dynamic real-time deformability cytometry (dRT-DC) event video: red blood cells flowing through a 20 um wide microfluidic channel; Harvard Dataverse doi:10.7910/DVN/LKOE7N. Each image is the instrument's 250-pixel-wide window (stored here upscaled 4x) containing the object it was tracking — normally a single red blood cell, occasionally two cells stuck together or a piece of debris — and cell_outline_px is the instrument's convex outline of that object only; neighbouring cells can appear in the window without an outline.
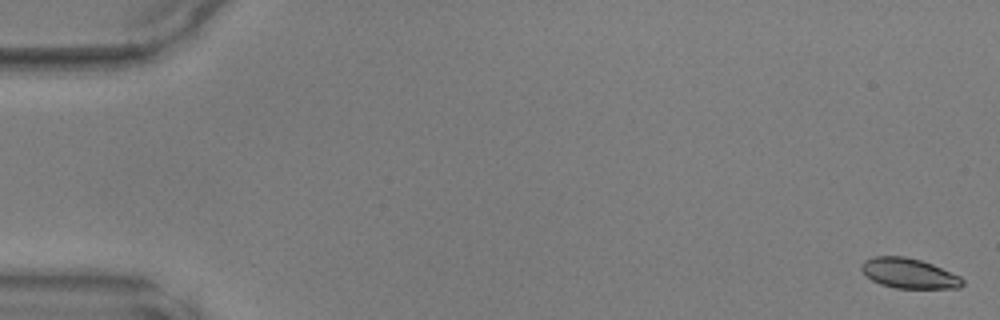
{"species": "common noctule bat (a hibernating species)", "species_latin": "Nyctalus noctula", "temperature_condition": "warm", "stored_images_in_passage": 49, "camera_frame_rate_fps": 3000, "um_per_image_px": 0.085, "animal": {"sex": "male", "body_mass_g": 17.9, "forearm_length_mm": 54.2}, "frame": {"image": 1, "passage_image": 1, "time_ms": 0.0, "image_size_px": [1000, 320], "cell_outline_px": [[964, 284], [960, 288], [896, 288], [880, 284], [872, 280], [860, 268], [864, 260], [872, 256], [904, 256], [920, 260], [932, 264], [960, 276], [964, 280]], "centroid_in_image_um": [77.27, 23.23], "position_along_channel_um": 7.7, "area_um2": 17.63}}
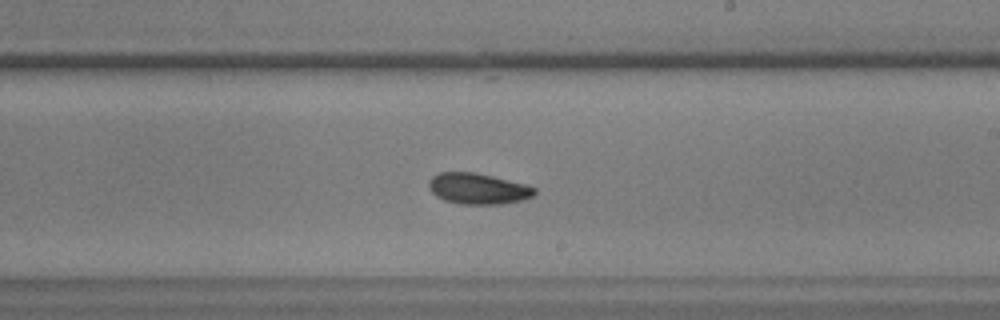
{"frame": {"image": 2, "passage_image": 29, "time_ms": 9.333, "image_size_px": [1000, 320], "cell_outline_px": [[536, 192], [532, 196], [520, 200], [504, 204], [460, 204], [444, 200], [436, 196], [432, 192], [428, 184], [428, 180], [432, 176], [440, 172], [476, 172], [524, 184], [536, 188]], "centroid_in_image_um": [40.6, 16.03], "position_along_channel_um": 248.4, "area_um2": 19.02}}
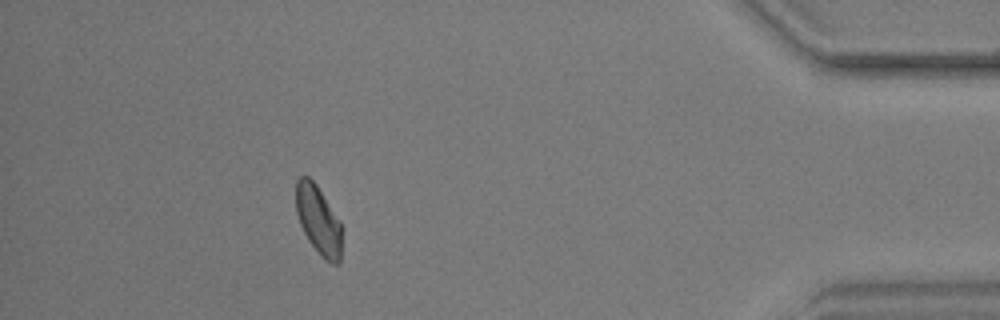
{"frame": {"image": 3, "passage_image": 44, "time_ms": 14.333, "image_size_px": [1000, 320], "cell_outline_px": [[340, 260], [336, 264], [332, 264], [308, 240], [300, 224], [296, 212], [296, 180], [300, 176], [308, 176], [316, 184], [340, 220]], "centroid_in_image_um": [27.03, 18.63], "position_along_channel_um": 408.2, "area_um2": 17.86}}